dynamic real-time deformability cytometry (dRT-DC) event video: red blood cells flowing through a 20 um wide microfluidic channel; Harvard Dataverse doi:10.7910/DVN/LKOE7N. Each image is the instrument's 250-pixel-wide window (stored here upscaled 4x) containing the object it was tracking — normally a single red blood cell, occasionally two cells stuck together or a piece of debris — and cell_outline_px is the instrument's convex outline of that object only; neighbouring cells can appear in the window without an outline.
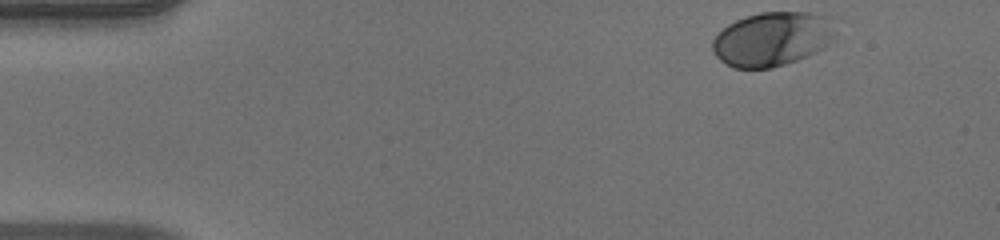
{"species": "human", "species_latin": "Homo sapiens", "temperature_condition": "warm", "stored_images_in_passage": 39, "camera_frame_rate_fps": 3000, "um_per_image_px": 0.085, "donor": {"sex": "male"}, "frame": {"image": 1, "passage_image": 1, "time_ms": 0.0, "image_size_px": [1000, 240], "cell_outline_px": [[836, 32], [828, 44], [824, 48], [816, 52], [796, 60], [784, 64], [768, 68], [732, 68], [720, 60], [716, 56], [712, 48], [712, 40], [728, 24], [736, 20], [760, 12], [808, 12], [832, 16]], "centroid_in_image_um": [65.67, 3.3], "position_along_channel_um": 19.3, "area_um2": 38.9}}
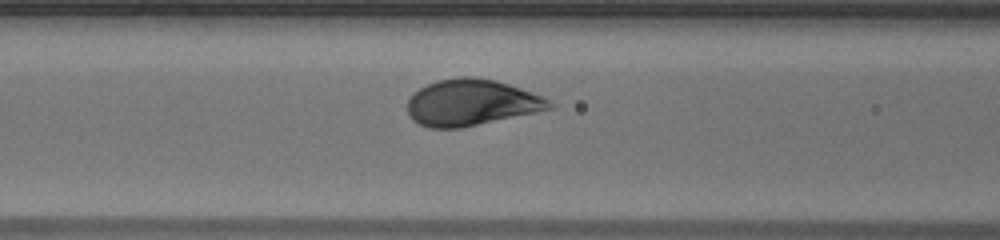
{"frame": {"image": 2, "passage_image": 17, "time_ms": 5.333, "image_size_px": [1000, 240], "cell_outline_px": [[556, 108], [460, 128], [428, 128], [412, 120], [408, 112], [408, 100], [420, 88], [436, 80], [460, 76], [472, 76], [496, 80], [544, 96], [556, 104]], "centroid_in_image_um": [40.11, 8.71], "position_along_channel_um": 126.5, "area_um2": 38.44}}
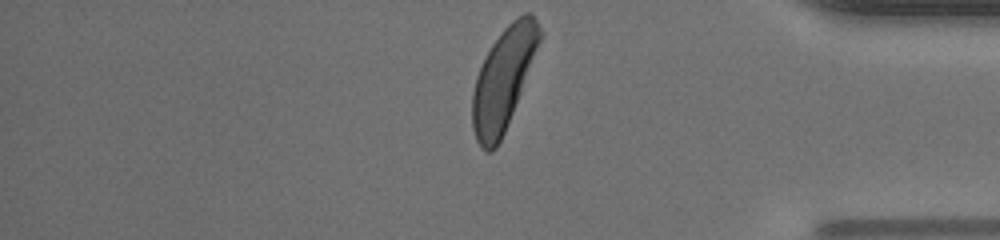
{"frame": {"image": 3, "passage_image": 39, "time_ms": 12.667, "image_size_px": [1000, 240], "cell_outline_px": [[544, 32], [504, 132], [496, 148], [492, 152], [488, 152], [480, 148], [476, 140], [472, 128], [472, 92], [476, 76], [492, 44], [500, 32], [512, 20], [524, 12], [532, 12]], "centroid_in_image_um": [42.78, 6.69], "position_along_channel_um": 392.4, "area_um2": 39.42}, "authors_computed_cell_mechanics": {"area_um2": 38.6104, "velocity_mm_per_s": 3.9438, "shape_relaxation_time_tau1_ms": 1.9096, "shape_relaxation_time_tau2_ms": null, "deformation_change_tau1": 0.1341, "deformation_change_tau2": null}}